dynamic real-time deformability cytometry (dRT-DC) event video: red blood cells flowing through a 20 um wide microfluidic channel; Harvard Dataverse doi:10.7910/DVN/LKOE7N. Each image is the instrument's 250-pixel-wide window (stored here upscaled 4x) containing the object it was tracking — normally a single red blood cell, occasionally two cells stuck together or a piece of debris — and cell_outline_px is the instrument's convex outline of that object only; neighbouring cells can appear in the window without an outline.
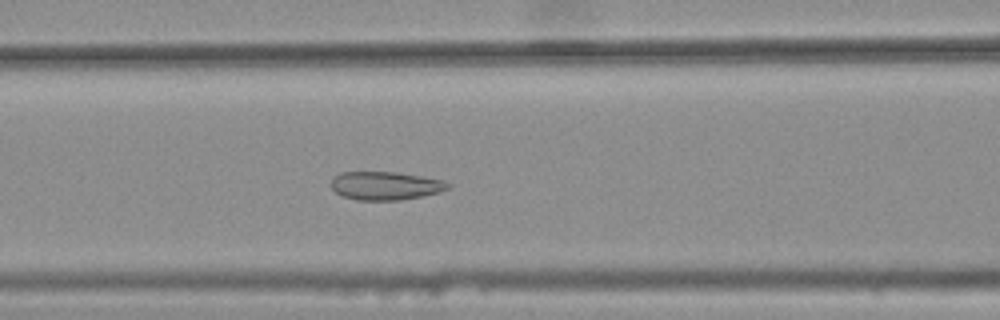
{"species": "common noctule bat (a hibernating species)", "species_latin": "Nyctalus noctula", "temperature_condition": "warm", "stored_images_in_passage": 43, "camera_frame_rate_fps": 3000, "um_per_image_px": 0.085, "animal": {"sex": "female", "body_mass_g": 25.1}, "frame": {"image": 1, "passage_image": 21, "time_ms": 6.667, "image_size_px": [1000, 320], "cell_outline_px": [[452, 184], [448, 188], [440, 192], [424, 196], [400, 200], [356, 200], [344, 196], [336, 192], [332, 188], [332, 176], [340, 172], [396, 172], [424, 176], [440, 180]], "centroid_in_image_um": [32.77, 15.78], "position_along_channel_um": 133.8, "area_um2": 19.36}}
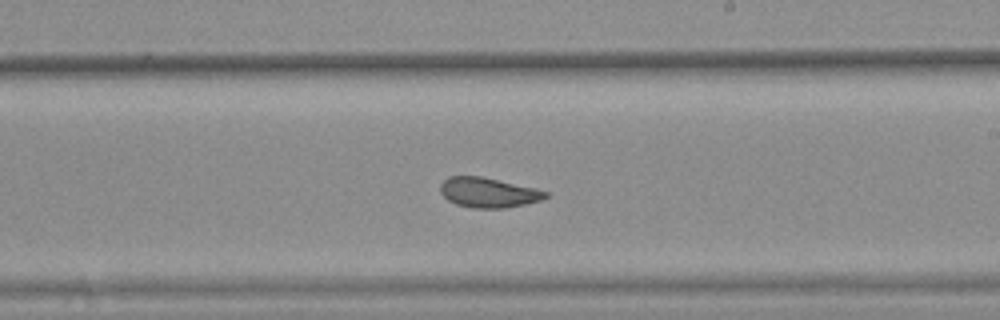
{"frame": {"image": 2, "passage_image": 30, "time_ms": 9.667, "image_size_px": [1000, 320], "cell_outline_px": [[548, 196], [540, 200], [524, 204], [504, 208], [472, 208], [456, 204], [448, 200], [440, 192], [440, 184], [448, 176], [480, 176], [536, 188], [548, 192]], "centroid_in_image_um": [41.48, 16.36], "position_along_channel_um": 247.5, "area_um2": 18.26}}
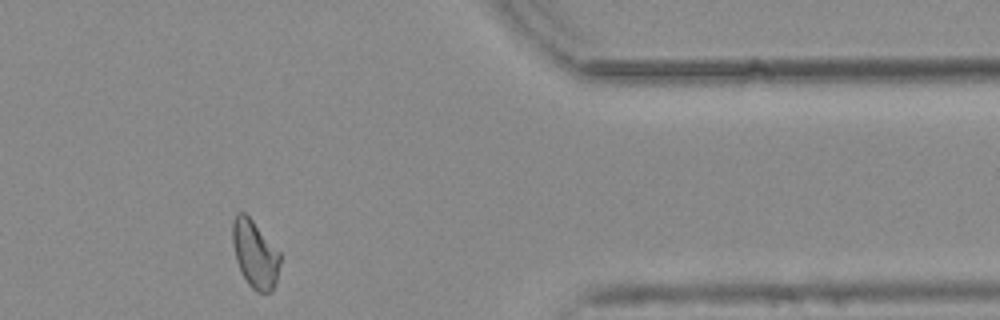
{"frame": {"image": 3, "passage_image": 43, "time_ms": 14.0, "image_size_px": [1000, 320], "cell_outline_px": [[280, 264], [276, 280], [272, 292], [256, 292], [248, 284], [240, 272], [236, 260], [232, 244], [232, 224], [236, 212], [244, 212], [252, 220], [280, 252]], "centroid_in_image_um": [21.65, 21.61], "position_along_channel_um": 389.7, "area_um2": 18.79}, "authors_computed_cell_mechanics": {"area_um2": 19.074, "velocity_mm_per_s": 3.7965, "shape_relaxation_time_tau1_ms": null, "shape_relaxation_time_tau2_ms": 1.0771, "deformation_change_tau1": null, "deformation_change_tau2": 0.0784}}